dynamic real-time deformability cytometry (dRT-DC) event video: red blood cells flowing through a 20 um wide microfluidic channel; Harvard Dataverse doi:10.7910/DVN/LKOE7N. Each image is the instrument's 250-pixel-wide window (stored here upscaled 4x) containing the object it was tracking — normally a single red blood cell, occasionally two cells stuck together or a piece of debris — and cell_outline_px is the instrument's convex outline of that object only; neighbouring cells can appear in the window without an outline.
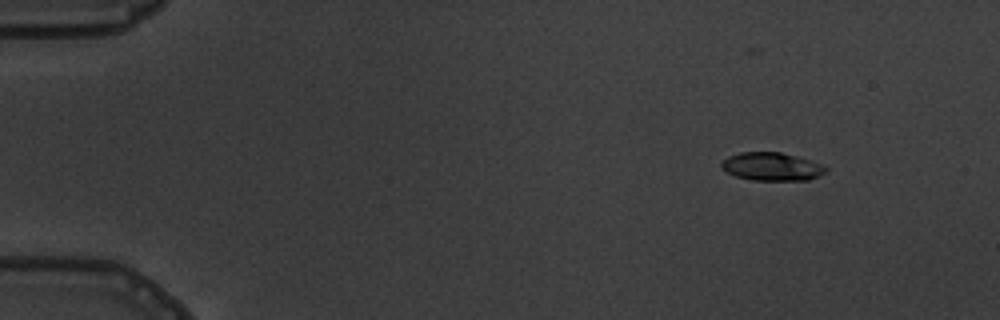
{"species": "common noctule bat (a hibernating species)", "species_latin": "Nyctalus noctula", "temperature_condition": "warm", "stored_images_in_passage": 6, "camera_frame_rate_fps": 3000, "um_per_image_px": 0.085, "animal": {"sex": "male", "body_mass_g": 19.5, "forearm_length_mm": 54.6}, "frame": {"image": 1, "passage_image": 2, "time_ms": 1.0, "image_size_px": [1000, 320], "cell_outline_px": [[828, 168], [820, 176], [808, 180], [752, 180], [736, 176], [720, 168], [720, 164], [728, 156], [740, 152], [780, 152], [796, 156], [820, 164]], "centroid_in_image_um": [65.57, 14.16], "position_along_channel_um": 19.4, "area_um2": 16.99}}